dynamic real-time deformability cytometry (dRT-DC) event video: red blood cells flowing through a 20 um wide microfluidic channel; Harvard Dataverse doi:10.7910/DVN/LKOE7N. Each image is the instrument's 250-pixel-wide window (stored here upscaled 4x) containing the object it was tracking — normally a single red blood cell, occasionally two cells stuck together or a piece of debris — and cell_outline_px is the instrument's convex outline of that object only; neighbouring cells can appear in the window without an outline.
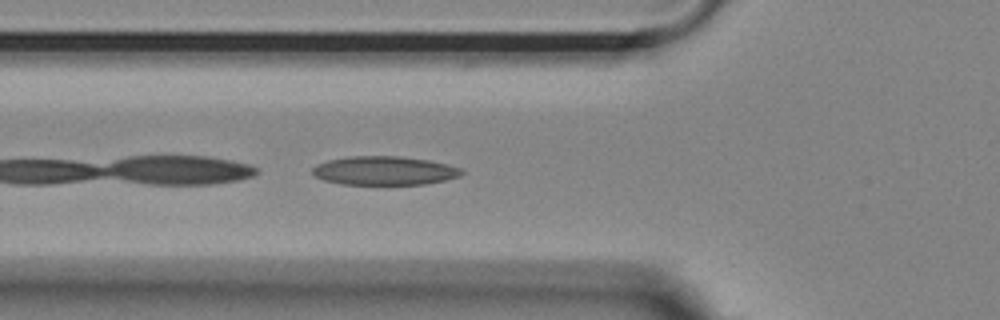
{"species": "Egyptian fruit bat (a non-hibernating species)", "species_latin": "Rousettus aegyptiacus", "temperature_condition": "room temperature", "stored_images_in_passage": 51, "camera_frame_rate_fps": 3000, "um_per_image_px": 0.085, "animal": {"sex": "female"}, "frame": {"image": 1, "passage_image": 17, "time_ms": 5.333, "image_size_px": [1000, 320], "cell_outline_px": [[464, 172], [460, 176], [444, 180], [424, 184], [340, 184], [324, 180], [316, 176], [312, 172], [312, 168], [316, 164], [328, 160], [348, 156], [400, 156], [428, 160], [448, 164], [460, 168]], "centroid_in_image_um": [32.66, 14.5], "position_along_channel_um": 93.1, "area_um2": 24.97}}
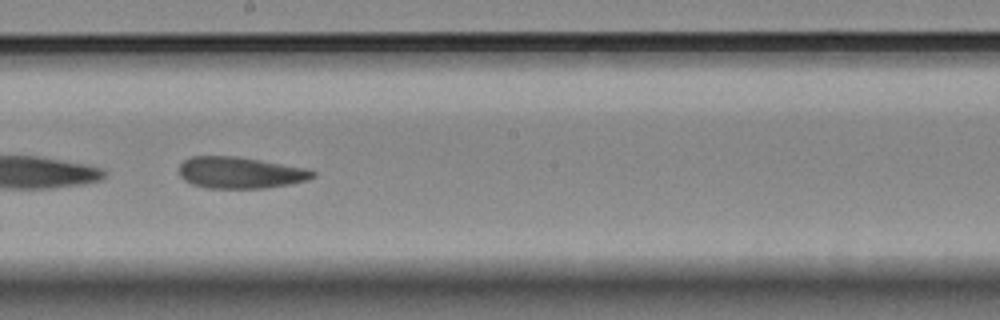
{"frame": {"image": 2, "passage_image": 28, "time_ms": 9.0, "image_size_px": [1000, 320], "cell_outline_px": [[316, 176], [308, 180], [292, 184], [264, 188], [204, 188], [192, 184], [184, 180], [180, 176], [180, 164], [184, 160], [192, 156], [236, 156], [308, 168], [316, 172]], "centroid_in_image_um": [20.45, 14.68], "position_along_channel_um": 227.8, "area_um2": 24.74}}
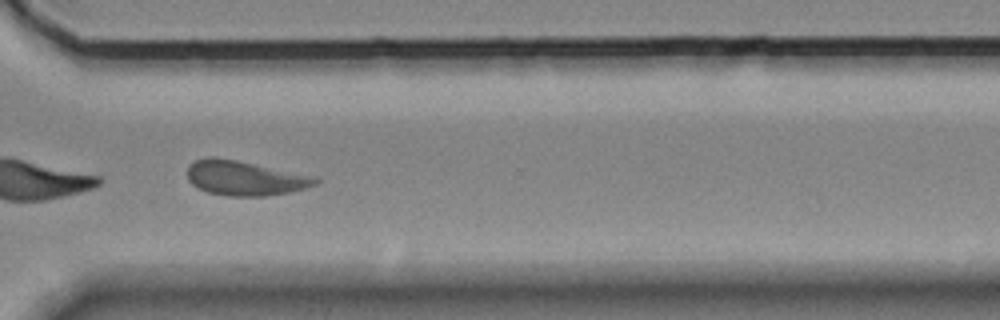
{"frame": {"image": 3, "passage_image": 38, "time_ms": 12.333, "image_size_px": [1000, 320], "cell_outline_px": [[320, 180], [316, 184], [304, 188], [288, 192], [264, 196], [228, 196], [208, 192], [192, 184], [188, 180], [188, 164], [196, 160], [212, 156], [236, 160], [316, 176]], "centroid_in_image_um": [20.81, 15.13], "position_along_channel_um": 349.8, "area_um2": 25.72}, "authors_computed_cell_mechanics": {"area_um2": 24.7962, "velocity_mm_per_s": 3.6623, "shape_relaxation_time_tau1_ms": null, "shape_relaxation_time_tau2_ms": 8.2203, "deformation_change_tau1": null, "deformation_change_tau2": 0.1845}}